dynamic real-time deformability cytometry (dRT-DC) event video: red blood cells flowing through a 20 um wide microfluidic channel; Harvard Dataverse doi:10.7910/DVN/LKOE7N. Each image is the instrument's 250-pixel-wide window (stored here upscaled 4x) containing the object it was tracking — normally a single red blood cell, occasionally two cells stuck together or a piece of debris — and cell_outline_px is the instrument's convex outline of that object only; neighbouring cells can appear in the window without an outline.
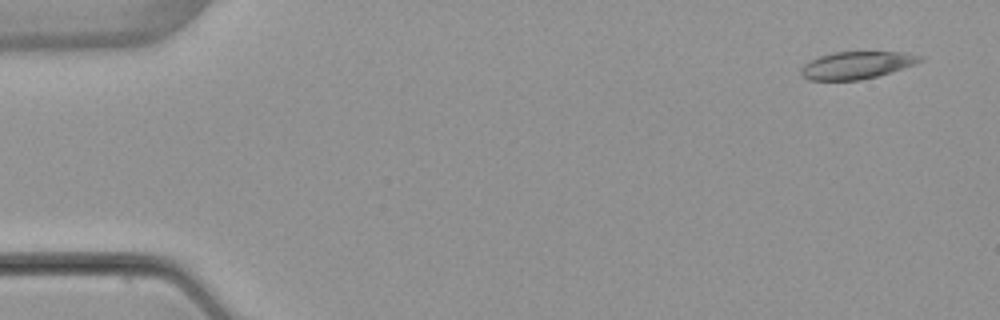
{"species": "common noctule bat (a hibernating species)", "species_latin": "Nyctalus noctula", "temperature_condition": "warm", "stored_images_in_passage": 7, "camera_frame_rate_fps": 3000, "um_per_image_px": 0.085, "animal": {"sex": "female", "body_mass_g": 22.7, "forearm_length_mm": 54.2}, "frame": {"image": 1, "passage_image": 1, "time_ms": 0.0, "image_size_px": [1000, 320], "cell_outline_px": [[924, 60], [916, 64], [876, 76], [860, 80], [808, 80], [800, 76], [800, 68], [804, 64], [820, 56], [832, 52], [904, 52], [924, 56]], "centroid_in_image_um": [72.81, 5.54], "position_along_channel_um": 12.2, "area_um2": 19.02}}
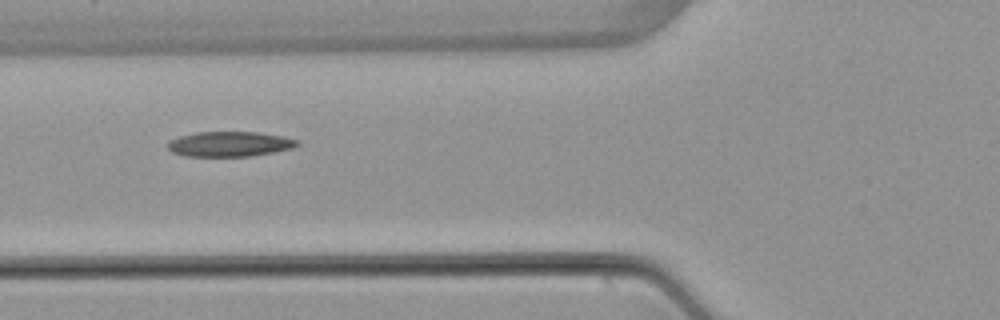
{"frame": {"image": 2, "passage_image": 5, "time_ms": 5.667, "image_size_px": [1000, 320], "cell_outline_px": [[300, 144], [292, 148], [252, 156], [184, 156], [172, 152], [168, 148], [168, 140], [180, 136], [196, 132], [256, 132], [284, 136], [300, 140]], "centroid_in_image_um": [19.53, 12.24], "position_along_channel_um": 106.3, "area_um2": 18.96}}
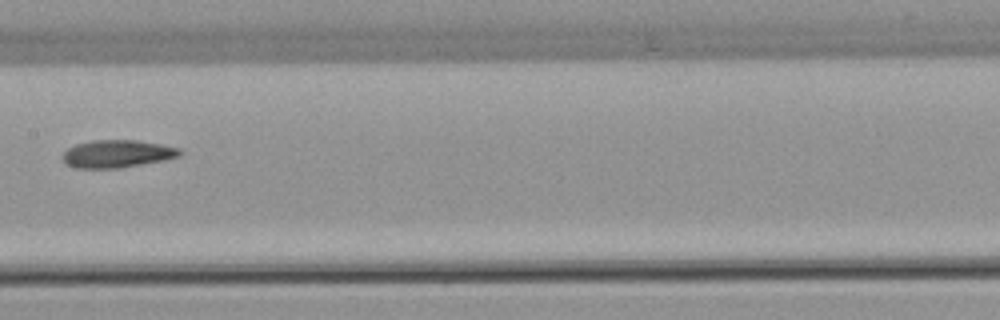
{"frame": {"image": 3, "passage_image": 7, "time_ms": 8.0, "image_size_px": [1000, 320], "cell_outline_px": [[184, 152], [180, 156], [164, 160], [120, 168], [76, 168], [68, 164], [64, 160], [64, 152], [68, 148], [76, 144], [92, 140], [136, 140], [160, 144], [180, 148]], "centroid_in_image_um": [10.01, 13.07], "position_along_channel_um": 197.4, "area_um2": 18.79}}